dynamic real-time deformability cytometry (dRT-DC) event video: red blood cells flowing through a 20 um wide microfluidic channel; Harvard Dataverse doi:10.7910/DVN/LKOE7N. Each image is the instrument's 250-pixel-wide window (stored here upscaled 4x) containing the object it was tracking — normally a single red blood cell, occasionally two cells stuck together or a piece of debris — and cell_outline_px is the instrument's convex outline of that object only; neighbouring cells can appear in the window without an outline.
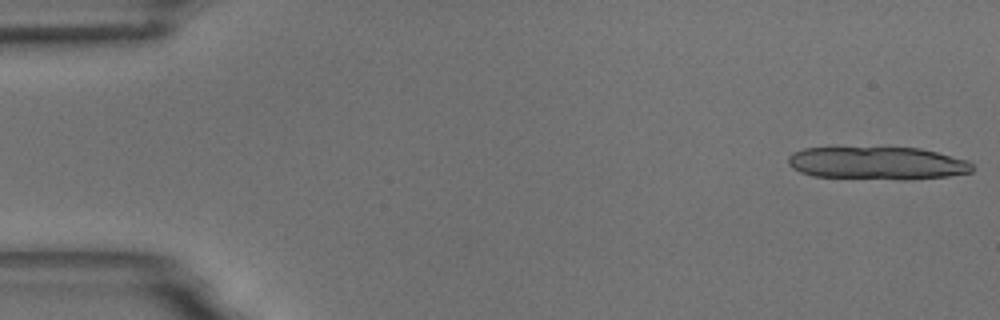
{"species": "common noctule bat (a hibernating species)", "species_latin": "Nyctalus noctula", "temperature_condition": "room temperature", "stored_images_in_passage": 13, "camera_frame_rate_fps": 3000, "um_per_image_px": 0.085, "animal": {"sex": "male", "body_mass_g": 18.8}, "frame": {"image": 1, "passage_image": 1, "time_ms": 0.0, "image_size_px": [1000, 320], "cell_outline_px": [[972, 172], [948, 176], [904, 180], [900, 180], [812, 176], [800, 172], [792, 168], [788, 164], [788, 156], [792, 152], [804, 148], [920, 148], [968, 160], [972, 164]], "centroid_in_image_um": [74.56, 13.88], "position_along_channel_um": 10.4, "area_um2": 35.26}}